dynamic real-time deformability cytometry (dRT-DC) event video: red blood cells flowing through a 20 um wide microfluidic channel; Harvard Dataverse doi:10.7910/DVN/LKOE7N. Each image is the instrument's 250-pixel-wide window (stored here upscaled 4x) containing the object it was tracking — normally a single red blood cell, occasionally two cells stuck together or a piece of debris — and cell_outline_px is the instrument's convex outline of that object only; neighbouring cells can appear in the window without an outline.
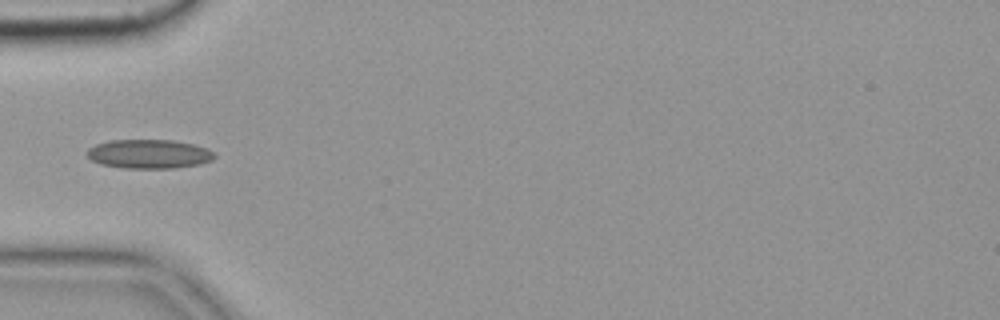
{"species": "common noctule bat (a hibernating species)", "species_latin": "Nyctalus noctula", "temperature_condition": "cold", "stored_images_in_passage": 6, "camera_frame_rate_fps": 3000, "um_per_image_px": 0.085, "animal": {"sex": "female", "body_mass_g": 19.9}, "frame": {"image": 1, "passage_image": 5, "time_ms": 1.333, "image_size_px": [1000, 320], "cell_outline_px": [[216, 156], [212, 160], [200, 164], [176, 168], [124, 168], [100, 164], [92, 160], [88, 156], [88, 148], [96, 144], [108, 140], [172, 140], [192, 144], [208, 148]], "centroid_in_image_um": [12.67, 13.09], "position_along_channel_um": 72.3, "area_um2": 21.56}}
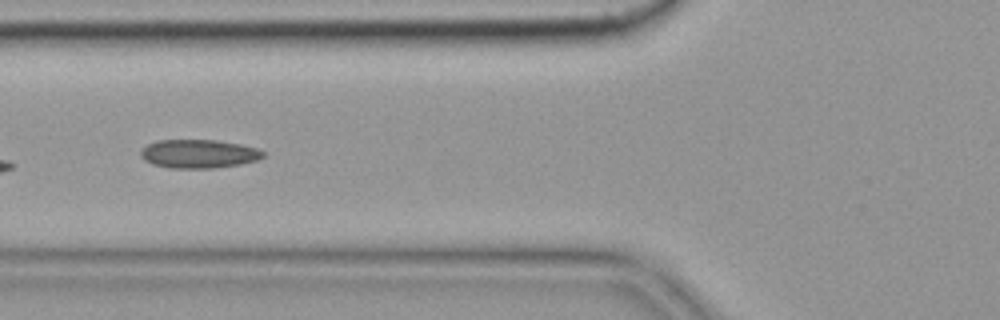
{"frame": {"image": 2, "passage_image": 6, "time_ms": 1.667, "image_size_px": [1000, 320], "cell_outline_px": [[264, 156], [256, 160], [240, 164], [212, 168], [168, 168], [152, 164], [144, 160], [140, 156], [140, 152], [148, 144], [156, 140], [216, 140], [240, 144], [256, 148], [264, 152]], "centroid_in_image_um": [16.86, 13.07], "position_along_channel_um": 108.9, "area_um2": 20.35}}